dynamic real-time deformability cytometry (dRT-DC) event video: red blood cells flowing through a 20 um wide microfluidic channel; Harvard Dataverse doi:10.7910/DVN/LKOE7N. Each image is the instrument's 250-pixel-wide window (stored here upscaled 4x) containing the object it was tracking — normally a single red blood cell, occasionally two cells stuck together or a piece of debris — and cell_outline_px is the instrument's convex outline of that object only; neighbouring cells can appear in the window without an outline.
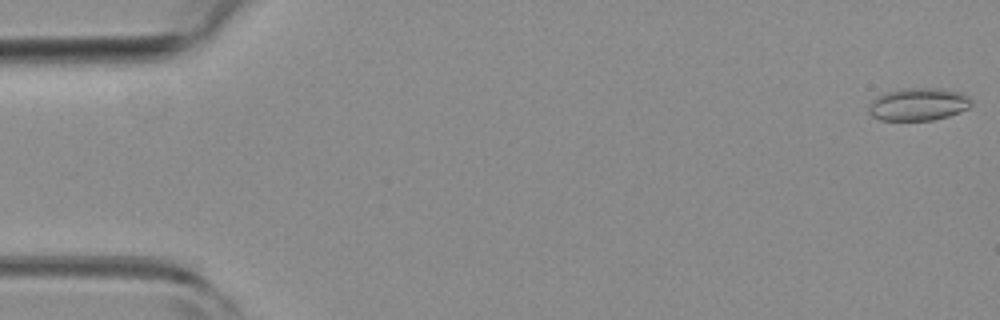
{"species": "common noctule bat (a hibernating species)", "species_latin": "Nyctalus noctula", "temperature_condition": "room temperature", "stored_images_in_passage": 52, "camera_frame_rate_fps": 3000, "um_per_image_px": 0.085, "animal": {"sex": "female", "body_mass_g": 19.3, "forearm_length_mm": 54.1}, "frame": {"image": 1, "passage_image": 1, "time_ms": 0.0, "image_size_px": [1000, 320], "cell_outline_px": [[972, 104], [968, 108], [960, 112], [948, 116], [932, 120], [880, 120], [872, 116], [868, 112], [868, 104], [876, 96], [884, 92], [900, 88], [940, 88], [964, 92], [972, 100]], "centroid_in_image_um": [78.05, 8.84], "position_along_channel_um": 7.0, "area_um2": 19.94}}
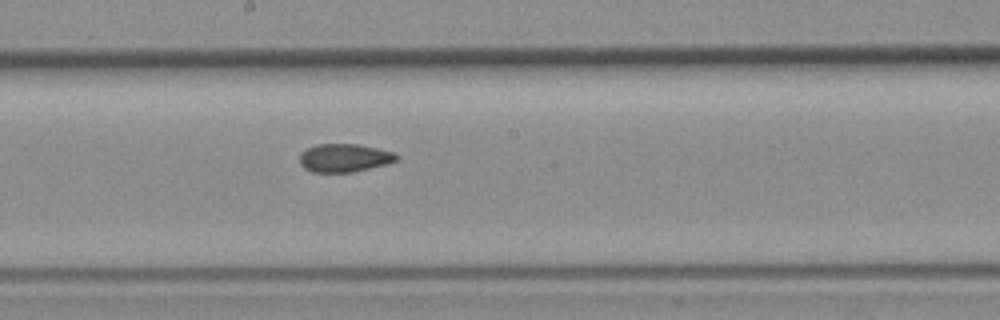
{"frame": {"image": 2, "passage_image": 28, "time_ms": 9.0, "image_size_px": [1000, 320], "cell_outline_px": [[400, 156], [396, 160], [388, 164], [352, 172], [312, 172], [304, 168], [300, 164], [300, 152], [316, 144], [356, 144], [376, 148], [392, 152]], "centroid_in_image_um": [29.25, 13.42], "position_along_channel_um": 218.9, "area_um2": 15.9}}
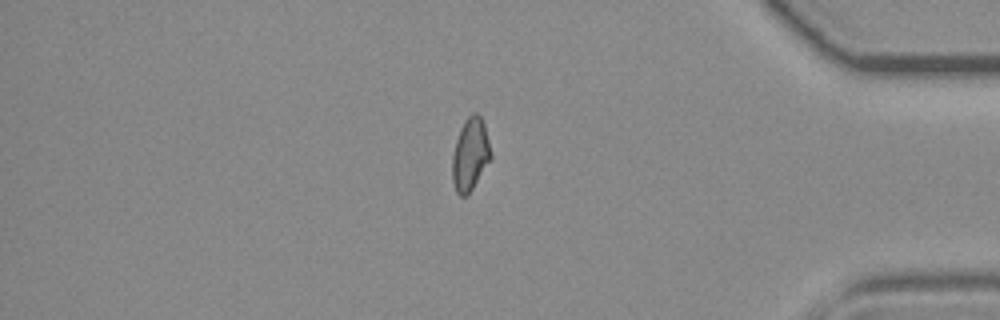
{"frame": {"image": 3, "passage_image": 44, "time_ms": 14.333, "image_size_px": [1000, 320], "cell_outline_px": [[492, 156], [472, 188], [464, 196], [460, 196], [456, 192], [452, 180], [452, 156], [456, 140], [460, 128], [464, 120], [472, 112], [476, 112], [480, 116], [484, 124]], "centroid_in_image_um": [39.95, 13.09], "position_along_channel_um": 395.3, "area_um2": 16.07}, "authors_computed_cell_mechanics": {"area_um2": 16.5019, "velocity_mm_per_s": 3.9388, "shape_relaxation_time_tau1_ms": null, "shape_relaxation_time_tau2_ms": 2.9042, "deformation_change_tau1": null, "deformation_change_tau2": 0.0776}}